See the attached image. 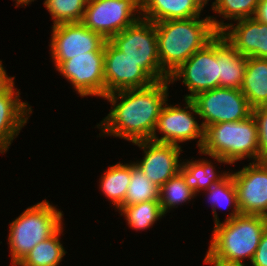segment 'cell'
Returning <instances> with one entry per match:
<instances>
[{"instance_id":"obj_1","label":"cell","mask_w":267,"mask_h":266,"mask_svg":"<svg viewBox=\"0 0 267 266\" xmlns=\"http://www.w3.org/2000/svg\"><path fill=\"white\" fill-rule=\"evenodd\" d=\"M168 84L169 80H161L144 88L107 94L104 98L114 107L97 125L98 128L102 126L103 135L121 137L132 143L151 140L158 117L169 96ZM118 99H121L119 103Z\"/></svg>"},{"instance_id":"obj_2","label":"cell","mask_w":267,"mask_h":266,"mask_svg":"<svg viewBox=\"0 0 267 266\" xmlns=\"http://www.w3.org/2000/svg\"><path fill=\"white\" fill-rule=\"evenodd\" d=\"M161 68L170 76L196 51L202 49L224 29V22L213 16L154 23Z\"/></svg>"},{"instance_id":"obj_3","label":"cell","mask_w":267,"mask_h":266,"mask_svg":"<svg viewBox=\"0 0 267 266\" xmlns=\"http://www.w3.org/2000/svg\"><path fill=\"white\" fill-rule=\"evenodd\" d=\"M266 228L267 217L263 215L240 214L217 223L207 254L226 263L243 265L244 258L251 262Z\"/></svg>"},{"instance_id":"obj_4","label":"cell","mask_w":267,"mask_h":266,"mask_svg":"<svg viewBox=\"0 0 267 266\" xmlns=\"http://www.w3.org/2000/svg\"><path fill=\"white\" fill-rule=\"evenodd\" d=\"M219 163L233 164L243 158L259 161L258 127L255 118L208 125L199 151Z\"/></svg>"},{"instance_id":"obj_5","label":"cell","mask_w":267,"mask_h":266,"mask_svg":"<svg viewBox=\"0 0 267 266\" xmlns=\"http://www.w3.org/2000/svg\"><path fill=\"white\" fill-rule=\"evenodd\" d=\"M62 216L61 211L43 200L28 207L12 221L8 237L12 266H17L37 244L50 238L63 226Z\"/></svg>"},{"instance_id":"obj_6","label":"cell","mask_w":267,"mask_h":266,"mask_svg":"<svg viewBox=\"0 0 267 266\" xmlns=\"http://www.w3.org/2000/svg\"><path fill=\"white\" fill-rule=\"evenodd\" d=\"M118 50L135 61L155 82L169 80L160 64L155 24L139 19L109 40Z\"/></svg>"},{"instance_id":"obj_7","label":"cell","mask_w":267,"mask_h":266,"mask_svg":"<svg viewBox=\"0 0 267 266\" xmlns=\"http://www.w3.org/2000/svg\"><path fill=\"white\" fill-rule=\"evenodd\" d=\"M197 109L201 123L208 125L241 121L252 115L253 108L241 89L217 87L197 94L191 99Z\"/></svg>"},{"instance_id":"obj_8","label":"cell","mask_w":267,"mask_h":266,"mask_svg":"<svg viewBox=\"0 0 267 266\" xmlns=\"http://www.w3.org/2000/svg\"><path fill=\"white\" fill-rule=\"evenodd\" d=\"M141 0H88L82 23L110 40L140 19ZM139 11V12H138ZM133 12H138L135 17Z\"/></svg>"},{"instance_id":"obj_9","label":"cell","mask_w":267,"mask_h":266,"mask_svg":"<svg viewBox=\"0 0 267 266\" xmlns=\"http://www.w3.org/2000/svg\"><path fill=\"white\" fill-rule=\"evenodd\" d=\"M181 78L190 91L184 99H192L199 93L219 87L218 34L178 67L169 76V82Z\"/></svg>"},{"instance_id":"obj_10","label":"cell","mask_w":267,"mask_h":266,"mask_svg":"<svg viewBox=\"0 0 267 266\" xmlns=\"http://www.w3.org/2000/svg\"><path fill=\"white\" fill-rule=\"evenodd\" d=\"M50 51L57 69L64 61L92 51H104L107 40L82 22L52 27Z\"/></svg>"},{"instance_id":"obj_11","label":"cell","mask_w":267,"mask_h":266,"mask_svg":"<svg viewBox=\"0 0 267 266\" xmlns=\"http://www.w3.org/2000/svg\"><path fill=\"white\" fill-rule=\"evenodd\" d=\"M186 107L172 106L168 103L162 108L158 117L155 132L151 137L152 141L159 143L176 144L198 138L197 147L199 151L204 141V127L198 124L193 112L198 115L194 102L191 99H184ZM169 105V106H168ZM189 109V110H188ZM192 111V112H191ZM162 133V137L156 136V131Z\"/></svg>"},{"instance_id":"obj_12","label":"cell","mask_w":267,"mask_h":266,"mask_svg":"<svg viewBox=\"0 0 267 266\" xmlns=\"http://www.w3.org/2000/svg\"><path fill=\"white\" fill-rule=\"evenodd\" d=\"M57 70L80 96L105 97L104 51H92L64 61Z\"/></svg>"},{"instance_id":"obj_13","label":"cell","mask_w":267,"mask_h":266,"mask_svg":"<svg viewBox=\"0 0 267 266\" xmlns=\"http://www.w3.org/2000/svg\"><path fill=\"white\" fill-rule=\"evenodd\" d=\"M231 175L240 213L267 217V161H254Z\"/></svg>"},{"instance_id":"obj_14","label":"cell","mask_w":267,"mask_h":266,"mask_svg":"<svg viewBox=\"0 0 267 266\" xmlns=\"http://www.w3.org/2000/svg\"><path fill=\"white\" fill-rule=\"evenodd\" d=\"M105 96L109 93L144 88L155 81L139 65L118 50L109 40L104 48Z\"/></svg>"},{"instance_id":"obj_15","label":"cell","mask_w":267,"mask_h":266,"mask_svg":"<svg viewBox=\"0 0 267 266\" xmlns=\"http://www.w3.org/2000/svg\"><path fill=\"white\" fill-rule=\"evenodd\" d=\"M144 151V157L135 164L145 176L161 187L170 178L179 173L182 163L179 162L181 147L176 144L159 143L152 140L134 142Z\"/></svg>"},{"instance_id":"obj_16","label":"cell","mask_w":267,"mask_h":266,"mask_svg":"<svg viewBox=\"0 0 267 266\" xmlns=\"http://www.w3.org/2000/svg\"><path fill=\"white\" fill-rule=\"evenodd\" d=\"M237 25L224 24L220 34L238 53L246 57L267 59V24L253 17L237 20Z\"/></svg>"},{"instance_id":"obj_17","label":"cell","mask_w":267,"mask_h":266,"mask_svg":"<svg viewBox=\"0 0 267 266\" xmlns=\"http://www.w3.org/2000/svg\"><path fill=\"white\" fill-rule=\"evenodd\" d=\"M14 85L13 83L0 94V153H5L9 149L11 142L27 123L30 117L28 115L32 114V107L20 101V92H15Z\"/></svg>"},{"instance_id":"obj_18","label":"cell","mask_w":267,"mask_h":266,"mask_svg":"<svg viewBox=\"0 0 267 266\" xmlns=\"http://www.w3.org/2000/svg\"><path fill=\"white\" fill-rule=\"evenodd\" d=\"M201 10L195 0H141V17L153 23L200 17Z\"/></svg>"},{"instance_id":"obj_19","label":"cell","mask_w":267,"mask_h":266,"mask_svg":"<svg viewBox=\"0 0 267 266\" xmlns=\"http://www.w3.org/2000/svg\"><path fill=\"white\" fill-rule=\"evenodd\" d=\"M247 58L218 33L219 87L241 88Z\"/></svg>"},{"instance_id":"obj_20","label":"cell","mask_w":267,"mask_h":266,"mask_svg":"<svg viewBox=\"0 0 267 266\" xmlns=\"http://www.w3.org/2000/svg\"><path fill=\"white\" fill-rule=\"evenodd\" d=\"M240 89L252 108L267 106V59L247 58Z\"/></svg>"},{"instance_id":"obj_21","label":"cell","mask_w":267,"mask_h":266,"mask_svg":"<svg viewBox=\"0 0 267 266\" xmlns=\"http://www.w3.org/2000/svg\"><path fill=\"white\" fill-rule=\"evenodd\" d=\"M211 162L207 160H196L182 162L179 173L183 176L186 185L193 191V193L200 192L201 189L208 190L214 184L223 180L229 172H224L222 175L216 174L215 168Z\"/></svg>"},{"instance_id":"obj_22","label":"cell","mask_w":267,"mask_h":266,"mask_svg":"<svg viewBox=\"0 0 267 266\" xmlns=\"http://www.w3.org/2000/svg\"><path fill=\"white\" fill-rule=\"evenodd\" d=\"M104 173L100 178V188L115 208H119L125 201L131 181V163L123 165L119 162L110 166Z\"/></svg>"},{"instance_id":"obj_23","label":"cell","mask_w":267,"mask_h":266,"mask_svg":"<svg viewBox=\"0 0 267 266\" xmlns=\"http://www.w3.org/2000/svg\"><path fill=\"white\" fill-rule=\"evenodd\" d=\"M62 226L48 239L37 244L18 266H58L66 254L59 238Z\"/></svg>"},{"instance_id":"obj_24","label":"cell","mask_w":267,"mask_h":266,"mask_svg":"<svg viewBox=\"0 0 267 266\" xmlns=\"http://www.w3.org/2000/svg\"><path fill=\"white\" fill-rule=\"evenodd\" d=\"M160 187L152 183L140 168L131 163V181L125 201L121 206L135 205L145 201H159Z\"/></svg>"},{"instance_id":"obj_25","label":"cell","mask_w":267,"mask_h":266,"mask_svg":"<svg viewBox=\"0 0 267 266\" xmlns=\"http://www.w3.org/2000/svg\"><path fill=\"white\" fill-rule=\"evenodd\" d=\"M118 210H120L121 215H125L129 227L135 230L150 228L155 221L164 216L159 201L153 200L135 205L120 206Z\"/></svg>"},{"instance_id":"obj_26","label":"cell","mask_w":267,"mask_h":266,"mask_svg":"<svg viewBox=\"0 0 267 266\" xmlns=\"http://www.w3.org/2000/svg\"><path fill=\"white\" fill-rule=\"evenodd\" d=\"M207 192H209L208 198L211 200L212 204L215 225L220 223L216 212L217 206L220 208L223 207L224 209L228 208L230 205V207H233L234 211L232 210L230 215L227 216V219H225L227 221L241 214L237 202V192L231 173H228L227 176L219 183L214 184L210 189L207 190Z\"/></svg>"},{"instance_id":"obj_27","label":"cell","mask_w":267,"mask_h":266,"mask_svg":"<svg viewBox=\"0 0 267 266\" xmlns=\"http://www.w3.org/2000/svg\"><path fill=\"white\" fill-rule=\"evenodd\" d=\"M88 0H45L44 6L53 19V26L81 22Z\"/></svg>"},{"instance_id":"obj_28","label":"cell","mask_w":267,"mask_h":266,"mask_svg":"<svg viewBox=\"0 0 267 266\" xmlns=\"http://www.w3.org/2000/svg\"><path fill=\"white\" fill-rule=\"evenodd\" d=\"M196 194L186 185L183 176L178 173L160 187L159 203L165 215L170 208L190 201Z\"/></svg>"},{"instance_id":"obj_29","label":"cell","mask_w":267,"mask_h":266,"mask_svg":"<svg viewBox=\"0 0 267 266\" xmlns=\"http://www.w3.org/2000/svg\"><path fill=\"white\" fill-rule=\"evenodd\" d=\"M260 0H215L212 9L224 19L237 21L253 17Z\"/></svg>"},{"instance_id":"obj_30","label":"cell","mask_w":267,"mask_h":266,"mask_svg":"<svg viewBox=\"0 0 267 266\" xmlns=\"http://www.w3.org/2000/svg\"><path fill=\"white\" fill-rule=\"evenodd\" d=\"M252 115L258 127L259 161H267V106L253 108Z\"/></svg>"},{"instance_id":"obj_31","label":"cell","mask_w":267,"mask_h":266,"mask_svg":"<svg viewBox=\"0 0 267 266\" xmlns=\"http://www.w3.org/2000/svg\"><path fill=\"white\" fill-rule=\"evenodd\" d=\"M252 266H267V228L264 230L259 246L251 261Z\"/></svg>"},{"instance_id":"obj_32","label":"cell","mask_w":267,"mask_h":266,"mask_svg":"<svg viewBox=\"0 0 267 266\" xmlns=\"http://www.w3.org/2000/svg\"><path fill=\"white\" fill-rule=\"evenodd\" d=\"M253 18L257 21L267 24V0H260L256 6Z\"/></svg>"},{"instance_id":"obj_33","label":"cell","mask_w":267,"mask_h":266,"mask_svg":"<svg viewBox=\"0 0 267 266\" xmlns=\"http://www.w3.org/2000/svg\"><path fill=\"white\" fill-rule=\"evenodd\" d=\"M14 79L15 77L7 76L0 60V94H3L14 83Z\"/></svg>"},{"instance_id":"obj_34","label":"cell","mask_w":267,"mask_h":266,"mask_svg":"<svg viewBox=\"0 0 267 266\" xmlns=\"http://www.w3.org/2000/svg\"><path fill=\"white\" fill-rule=\"evenodd\" d=\"M204 263L210 264V265H213V266H244L245 265V264L241 265V264H233V263L222 262V261H219L217 259H214L209 254H206V256L204 258Z\"/></svg>"},{"instance_id":"obj_35","label":"cell","mask_w":267,"mask_h":266,"mask_svg":"<svg viewBox=\"0 0 267 266\" xmlns=\"http://www.w3.org/2000/svg\"><path fill=\"white\" fill-rule=\"evenodd\" d=\"M16 1V7H18L20 4L21 5H28L30 2L34 0H15Z\"/></svg>"},{"instance_id":"obj_36","label":"cell","mask_w":267,"mask_h":266,"mask_svg":"<svg viewBox=\"0 0 267 266\" xmlns=\"http://www.w3.org/2000/svg\"><path fill=\"white\" fill-rule=\"evenodd\" d=\"M197 4L203 9L209 0H195Z\"/></svg>"}]
</instances>
